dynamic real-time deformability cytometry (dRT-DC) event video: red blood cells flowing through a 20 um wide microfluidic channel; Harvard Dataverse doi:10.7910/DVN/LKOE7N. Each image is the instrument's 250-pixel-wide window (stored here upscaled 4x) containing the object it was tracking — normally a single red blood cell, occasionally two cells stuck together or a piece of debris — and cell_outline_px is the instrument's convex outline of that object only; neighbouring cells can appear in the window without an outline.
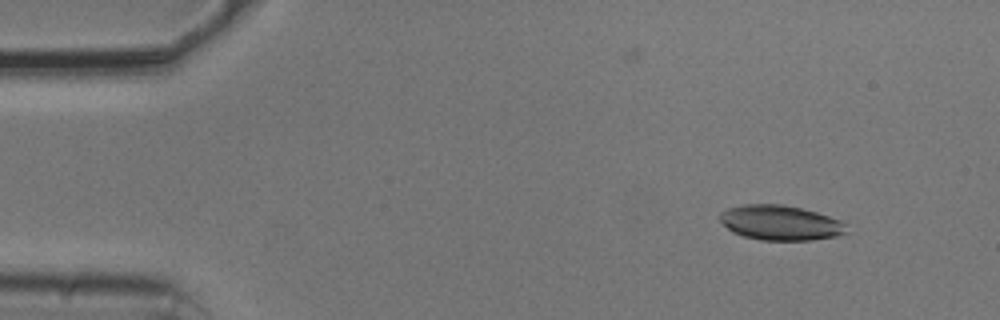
{"species": "common noctule bat (a hibernating species)", "species_latin": "Nyctalus noctula", "temperature_condition": "cold", "stored_images_in_passage": 53, "camera_frame_rate_fps": 3000, "um_per_image_px": 0.085, "animal": {"sex": "male", "body_mass_g": 20.5, "forearm_length_mm": 52.5}, "frame": {"image": 1, "passage_image": 5, "time_ms": 1.333, "image_size_px": [1000, 320], "cell_outline_px": [[848, 232], [836, 236], [812, 240], [760, 240], [744, 236], [732, 232], [720, 220], [720, 212], [728, 208], [744, 204], [780, 204], [800, 208], [816, 212], [840, 220], [844, 224]], "centroid_in_image_um": [66.32, 18.93], "position_along_channel_um": 18.7, "area_um2": 25.61}}
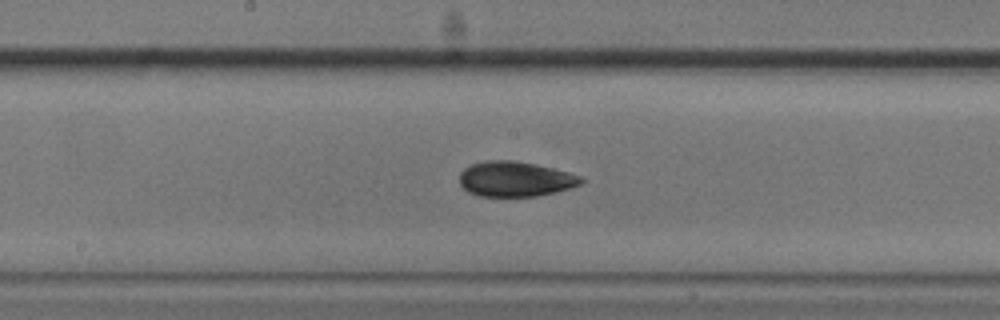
{"frame": {"image": 2, "passage_image": 27, "time_ms": 8.667, "image_size_px": [1000, 320], "cell_outline_px": [[584, 180], [580, 184], [572, 188], [556, 192], [536, 196], [480, 196], [468, 192], [460, 184], [460, 172], [464, 168], [472, 164], [488, 160], [512, 160], [536, 164], [568, 172], [580, 176]], "centroid_in_image_um": [43.79, 15.22], "position_along_channel_um": 204.4, "area_um2": 24.85}}
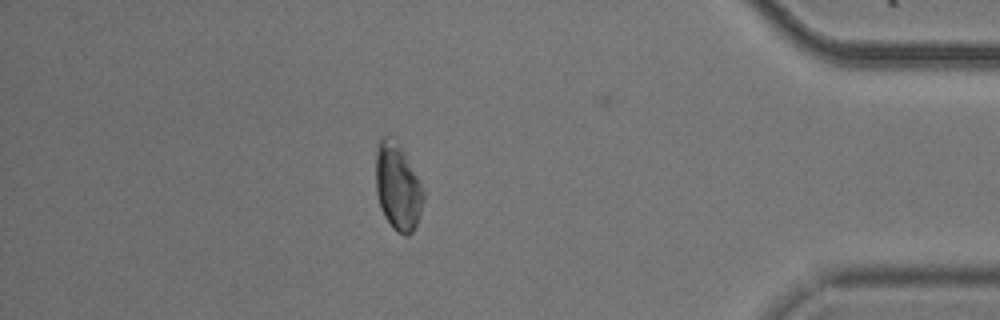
{"frame": {"image": 3, "passage_image": 46, "time_ms": 15.0, "image_size_px": [1000, 320], "cell_outline_px": [[424, 200], [416, 224], [412, 232], [408, 236], [404, 236], [396, 232], [392, 228], [384, 216], [380, 208], [376, 192], [376, 152], [380, 136], [388, 136], [400, 144], [420, 180], [424, 192]], "centroid_in_image_um": [33.8, 15.89], "position_along_channel_um": 401.4, "area_um2": 24.39}, "authors_computed_cell_mechanics": {"area_um2": 25.0852, "velocity_mm_per_s": 3.7427, "shape_relaxation_time_tau1_ms": 7.9042, "shape_relaxation_time_tau2_ms": 3.3243, "deformation_change_tau1": 0.1638, "deformation_change_tau2": 0.0808}}